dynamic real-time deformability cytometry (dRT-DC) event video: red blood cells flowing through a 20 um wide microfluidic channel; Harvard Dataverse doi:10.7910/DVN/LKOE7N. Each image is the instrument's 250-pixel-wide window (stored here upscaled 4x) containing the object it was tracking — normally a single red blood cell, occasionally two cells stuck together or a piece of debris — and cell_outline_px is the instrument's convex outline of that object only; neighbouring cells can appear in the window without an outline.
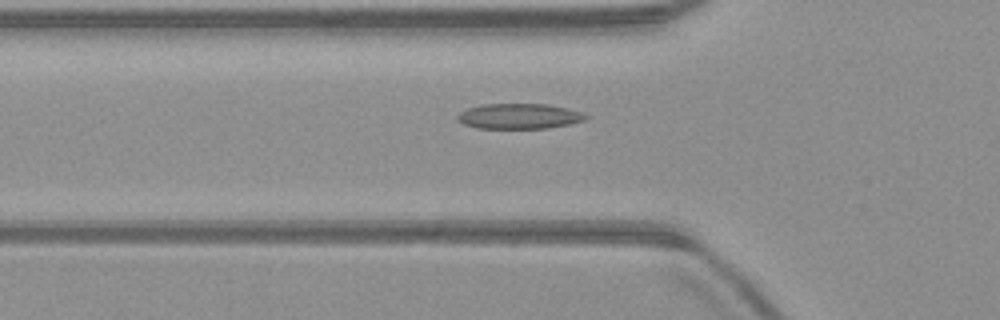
{"species": "common noctule bat (a hibernating species)", "species_latin": "Nyctalus noctula", "temperature_condition": "warm", "stored_images_in_passage": 38, "camera_frame_rate_fps": 3000, "um_per_image_px": 0.085, "animal": {"sex": "male", "body_mass_g": 23.1, "forearm_length_mm": 52.7}, "frame": {"image": 1, "passage_image": 8, "time_ms": 2.333, "image_size_px": [1000, 320], "cell_outline_px": [[588, 116], [584, 120], [568, 124], [548, 128], [476, 128], [464, 124], [456, 120], [456, 116], [460, 112], [468, 108], [484, 104], [548, 104], [568, 108], [580, 112]], "centroid_in_image_um": [44.09, 9.87], "position_along_channel_um": 81.7, "area_um2": 18.84}}
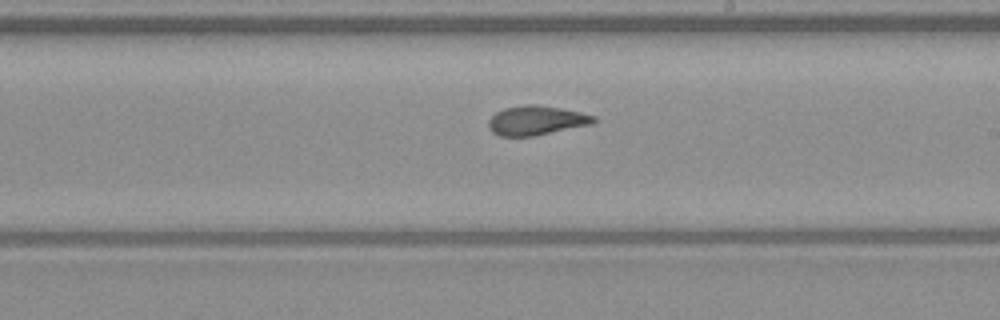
{"frame": {"image": 2, "passage_image": 20, "time_ms": 6.333, "image_size_px": [1000, 320], "cell_outline_px": [[600, 120], [592, 124], [532, 136], [500, 136], [492, 132], [488, 128], [488, 120], [496, 112], [504, 108], [524, 104], [536, 104], [560, 108], [580, 112], [596, 116]], "centroid_in_image_um": [45.59, 10.23], "position_along_channel_um": 243.4, "area_um2": 18.09}}
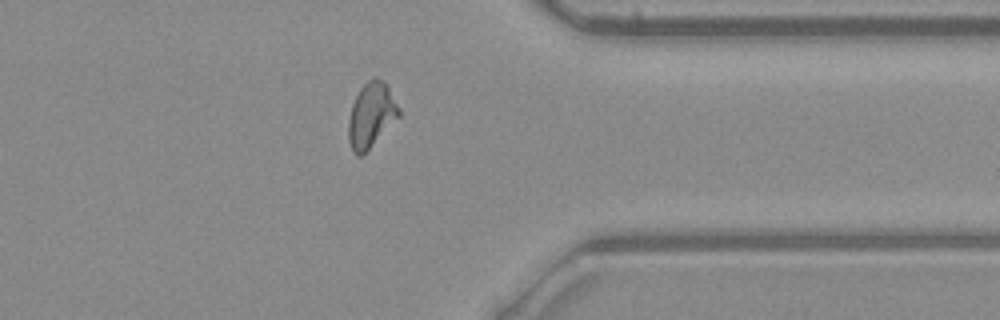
{"frame": {"image": 3, "passage_image": 31, "time_ms": 10.0, "image_size_px": [1000, 320], "cell_outline_px": [[400, 116], [360, 156], [356, 156], [352, 152], [348, 140], [348, 120], [352, 104], [360, 88], [372, 76], [376, 76], [384, 80], [400, 108]], "centroid_in_image_um": [31.54, 9.74], "position_along_channel_um": 379.9, "area_um2": 19.02}, "authors_computed_cell_mechanics": {"area_um2": 18.1492, "velocity_mm_per_s": 4.0121, "shape_relaxation_time_tau1_ms": 5.1562, "shape_relaxation_time_tau2_ms": 1.363, "deformation_change_tau1": 0.1663, "deformation_change_tau2": 0.0893}}